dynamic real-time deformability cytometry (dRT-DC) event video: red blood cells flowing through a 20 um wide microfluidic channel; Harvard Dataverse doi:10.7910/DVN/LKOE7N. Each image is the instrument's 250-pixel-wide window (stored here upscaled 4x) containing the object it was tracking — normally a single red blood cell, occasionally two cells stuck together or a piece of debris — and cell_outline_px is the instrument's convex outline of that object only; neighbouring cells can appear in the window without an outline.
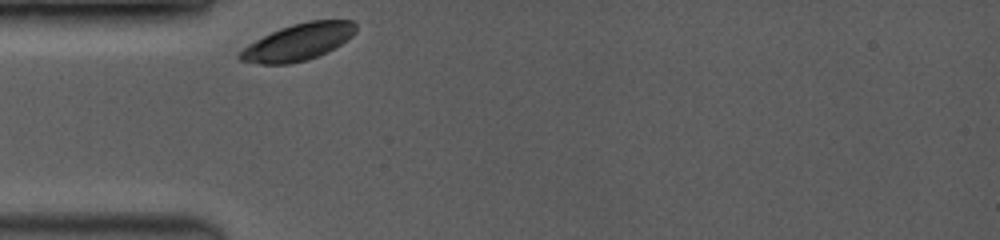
{"species": "common noctule bat (a hibernating species)", "species_latin": "Nyctalus noctula", "temperature_condition": "room temperature", "stored_images_in_passage": 32, "camera_frame_rate_fps": 3500, "um_per_image_px": 0.085, "animal": {"sex": "female", "body_mass_g": 19.0, "forearm_length_mm": 53.3}, "frame": {"image": 1, "passage_image": 1, "time_ms": 0.0, "image_size_px": [1000, 240], "cell_outline_px": [[356, 32], [348, 40], [328, 52], [304, 60], [288, 64], [260, 64], [240, 60], [236, 56], [248, 44], [280, 28], [292, 24], [308, 20], [352, 20], [356, 24]], "centroid_in_image_um": [25.37, 3.56], "position_along_channel_um": 59.6, "area_um2": 24.74}}
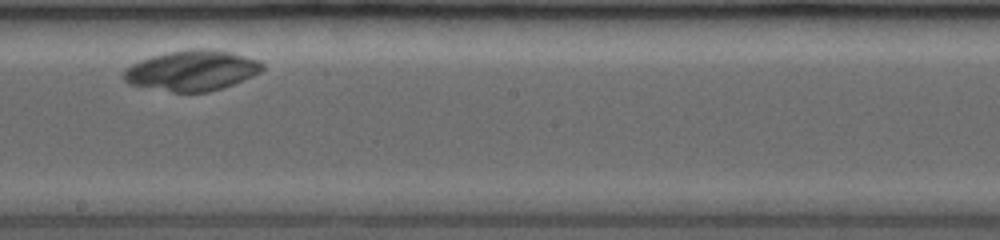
{"frame": {"image": 2, "passage_image": 17, "time_ms": 4.857, "image_size_px": [1000, 240], "cell_outline_px": [[264, 68], [260, 72], [244, 80], [208, 92], [172, 92], [128, 84], [120, 76], [124, 68], [140, 60], [152, 56], [168, 52], [192, 48], [208, 48], [232, 52], [260, 60], [264, 64]], "centroid_in_image_um": [16.29, 5.98], "position_along_channel_um": 231.9, "area_um2": 32.95}}
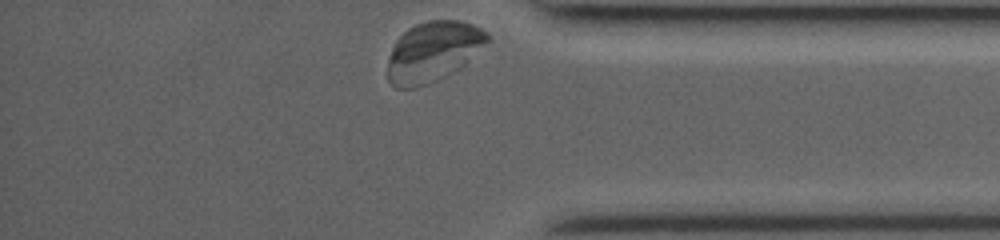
{"frame": {"image": 3, "passage_image": 32, "time_ms": 9.429, "image_size_px": [1000, 240], "cell_outline_px": [[492, 36], [460, 68], [428, 84], [416, 88], [396, 88], [388, 80], [388, 60], [392, 48], [396, 40], [408, 28], [416, 24], [428, 20], [456, 20], [472, 24], [488, 32]], "centroid_in_image_um": [36.79, 4.38], "position_along_channel_um": 398.4, "area_um2": 34.62}}